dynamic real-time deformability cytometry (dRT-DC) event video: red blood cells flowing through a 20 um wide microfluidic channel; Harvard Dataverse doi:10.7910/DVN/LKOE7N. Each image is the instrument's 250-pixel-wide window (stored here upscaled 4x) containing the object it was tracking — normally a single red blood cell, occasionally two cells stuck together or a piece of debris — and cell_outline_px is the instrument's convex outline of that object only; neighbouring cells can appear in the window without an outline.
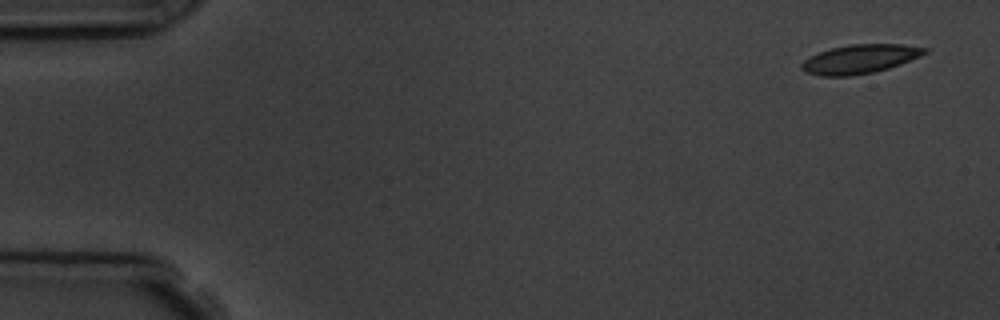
{"species": "common noctule bat (a hibernating species)", "species_latin": "Nyctalus noctula", "temperature_condition": "room temperature", "stored_images_in_passage": 7, "camera_frame_rate_fps": 3000, "um_per_image_px": 0.085, "animal": {"sex": "male", "body_mass_g": 19.5, "forearm_length_mm": 54.6}, "frame": {"image": 1, "passage_image": 1, "time_ms": 0.0, "image_size_px": [1000, 320], "cell_outline_px": [[928, 52], [920, 56], [900, 64], [888, 68], [872, 72], [848, 76], [820, 76], [804, 72], [800, 68], [800, 64], [804, 60], [820, 52], [832, 48], [848, 44], [904, 44], [928, 48]], "centroid_in_image_um": [73.08, 5.01], "position_along_channel_um": 11.9, "area_um2": 20.69}}
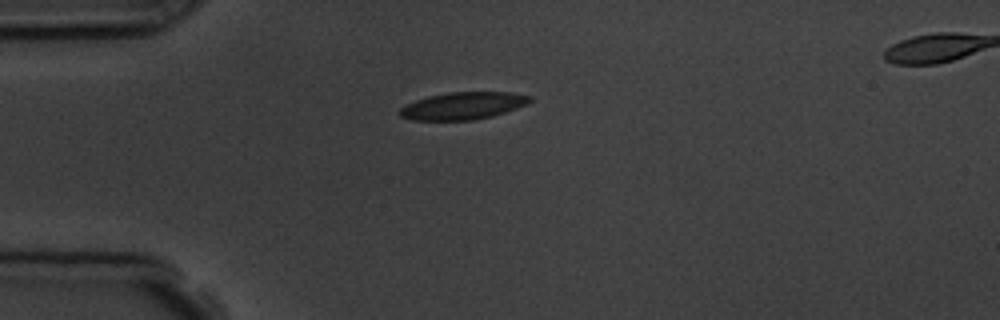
{"frame": {"image": 2, "passage_image": 4, "time_ms": 3.667, "image_size_px": [1000, 320], "cell_outline_px": [[532, 100], [516, 108], [492, 116], [472, 120], [412, 120], [400, 116], [400, 108], [416, 100], [428, 96], [448, 92], [512, 92], [532, 96]], "centroid_in_image_um": [39.35, 8.98], "position_along_channel_um": 45.6, "area_um2": 20.52}}